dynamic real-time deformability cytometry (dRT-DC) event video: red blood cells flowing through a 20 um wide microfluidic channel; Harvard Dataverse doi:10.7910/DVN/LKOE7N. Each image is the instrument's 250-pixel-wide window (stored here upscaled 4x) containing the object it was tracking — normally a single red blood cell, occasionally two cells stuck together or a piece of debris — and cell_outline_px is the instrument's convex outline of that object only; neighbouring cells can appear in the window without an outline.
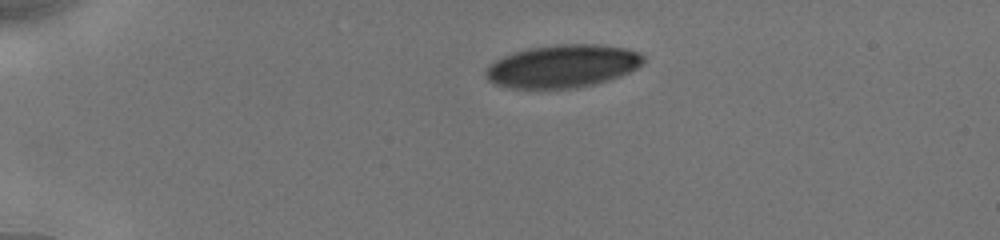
{"species": "human", "species_latin": "Homo sapiens", "temperature_condition": "cold", "stored_images_in_passage": 14, "camera_frame_rate_fps": 3000, "um_per_image_px": 0.085, "donor": {"sex": "male"}, "frame": {"image": 1, "passage_image": 1, "time_ms": 0.0, "image_size_px": [1000, 240], "cell_outline_px": [[644, 64], [620, 76], [596, 84], [576, 88], [508, 88], [496, 84], [488, 80], [484, 76], [484, 72], [488, 64], [504, 56], [528, 48], [556, 44], [600, 44], [628, 48], [640, 52], [644, 56]], "centroid_in_image_um": [47.84, 5.62], "position_along_channel_um": 37.2, "area_um2": 39.71}}
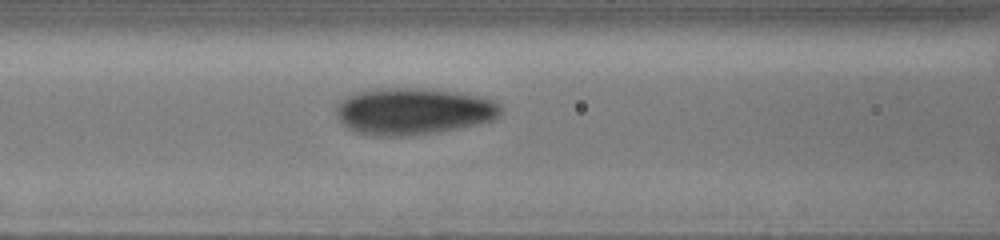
{"frame": {"image": 2, "passage_image": 7, "time_ms": 4.0, "image_size_px": [1000, 240], "cell_outline_px": [[504, 108], [500, 116], [492, 120], [480, 124], [436, 132], [408, 136], [376, 136], [356, 132], [348, 128], [336, 116], [336, 104], [348, 96], [356, 92], [384, 88], [420, 88], [456, 92], [480, 96], [492, 100], [500, 104]], "centroid_in_image_um": [35.16, 9.46], "position_along_channel_um": 131.4, "area_um2": 44.97}}
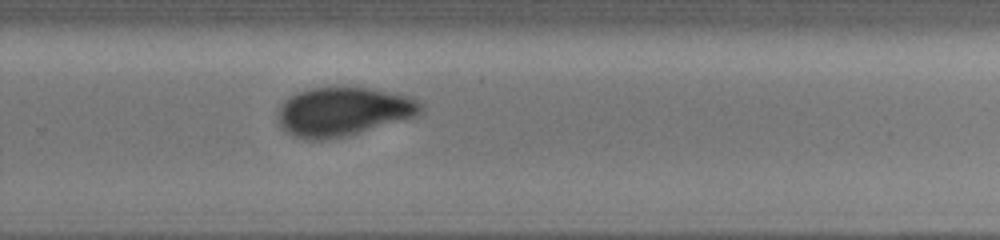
{"frame": {"image": 3, "passage_image": 14, "time_ms": 8.333, "image_size_px": [1000, 240], "cell_outline_px": [[424, 112], [416, 116], [404, 120], [348, 136], [324, 140], [304, 140], [292, 136], [284, 132], [280, 128], [276, 116], [280, 104], [288, 96], [296, 92], [312, 88], [344, 84], [368, 88], [412, 96], [420, 100], [424, 108]], "centroid_in_image_um": [29.15, 9.47], "position_along_channel_um": 300.7, "area_um2": 42.25}}